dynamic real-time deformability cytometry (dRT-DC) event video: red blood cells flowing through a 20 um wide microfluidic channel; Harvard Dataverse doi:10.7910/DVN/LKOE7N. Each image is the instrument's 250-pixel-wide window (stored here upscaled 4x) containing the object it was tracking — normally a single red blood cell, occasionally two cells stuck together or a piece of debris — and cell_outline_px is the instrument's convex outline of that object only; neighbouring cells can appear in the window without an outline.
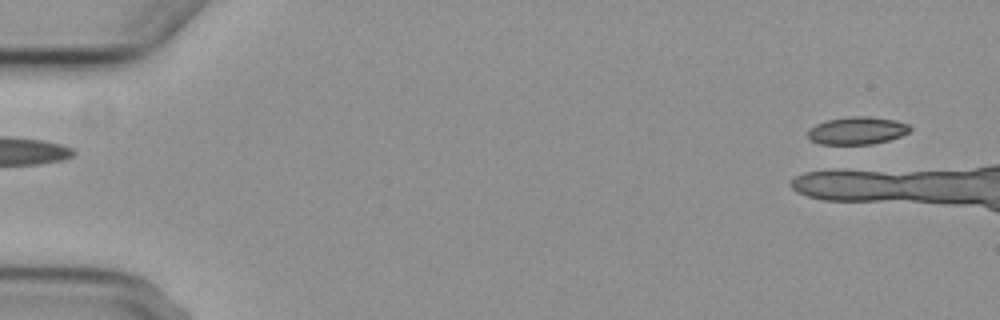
{"species": "common noctule bat (a hibernating species)", "species_latin": "Nyctalus noctula", "temperature_condition": "cold", "stored_images_in_passage": 2, "camera_frame_rate_fps": 3000, "um_per_image_px": 0.085, "animal": {"sex": "female", "body_mass_g": 29.2, "forearm_length_mm": 56.3}, "frame": {"image": 1, "passage_image": 2, "time_ms": 1.0, "image_size_px": [1000, 320], "cell_outline_px": [[912, 128], [908, 132], [900, 136], [888, 140], [872, 144], [820, 144], [812, 140], [808, 136], [808, 132], [816, 124], [828, 120], [852, 116], [868, 116], [896, 120], [908, 124]], "centroid_in_image_um": [72.89, 11.1], "position_along_channel_um": 12.1, "area_um2": 16.24}}